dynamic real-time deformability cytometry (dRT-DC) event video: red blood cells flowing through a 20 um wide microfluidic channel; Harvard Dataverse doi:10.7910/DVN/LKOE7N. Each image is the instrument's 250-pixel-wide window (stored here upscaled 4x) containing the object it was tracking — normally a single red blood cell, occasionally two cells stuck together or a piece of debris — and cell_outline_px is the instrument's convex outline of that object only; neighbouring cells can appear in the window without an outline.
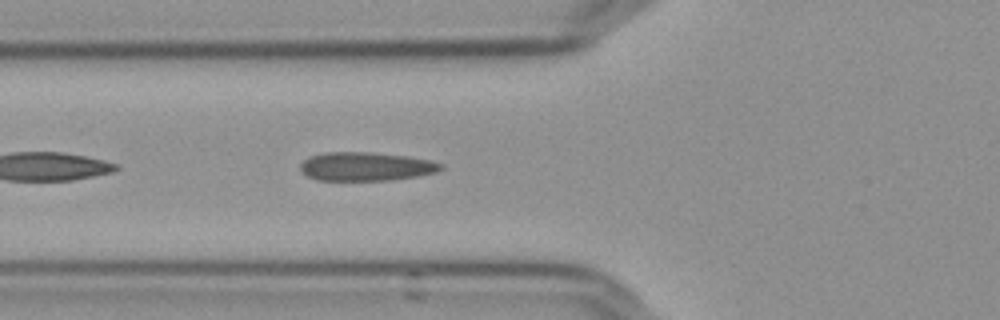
{"species": "Egyptian fruit bat (a non-hibernating species)", "species_latin": "Rousettus aegyptiacus", "temperature_condition": "cold", "stored_images_in_passage": 25, "camera_frame_rate_fps": 3000, "um_per_image_px": 0.085, "frame": {"image": 1, "passage_image": 4, "time_ms": 1.0, "image_size_px": [1000, 320], "cell_outline_px": [[444, 168], [436, 172], [416, 176], [392, 180], [316, 180], [308, 176], [300, 168], [300, 164], [308, 156], [324, 152], [372, 152], [408, 156], [428, 160], [444, 164]], "centroid_in_image_um": [31.1, 14.14], "position_along_channel_um": 94.7, "area_um2": 23.52}}
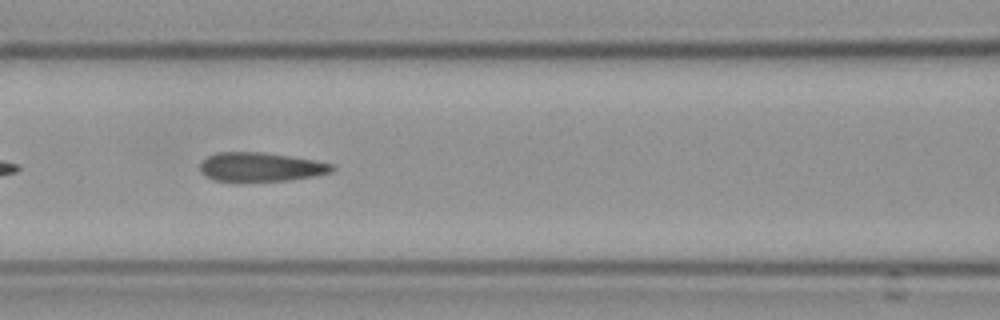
{"frame": {"image": 2, "passage_image": 8, "time_ms": 2.333, "image_size_px": [1000, 320], "cell_outline_px": [[336, 168], [332, 172], [312, 176], [288, 180], [244, 184], [232, 184], [212, 180], [200, 172], [200, 164], [208, 156], [216, 152], [264, 152], [336, 164]], "centroid_in_image_um": [22.1, 14.24], "position_along_channel_um": 144.5, "area_um2": 23.24}}
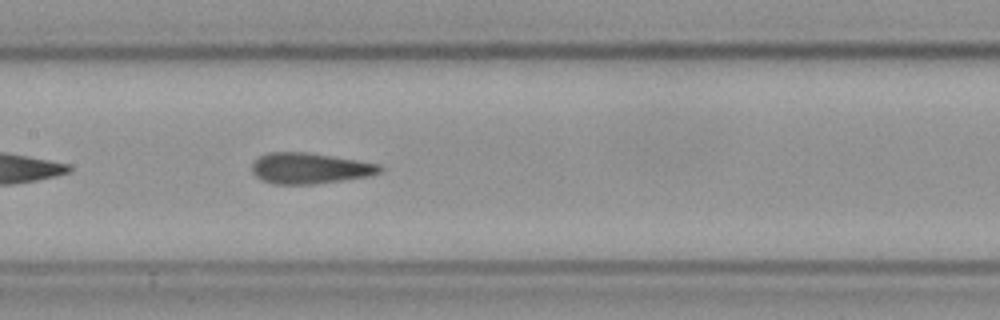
{"frame": {"image": 3, "passage_image": 11, "time_ms": 3.333, "image_size_px": [1000, 320], "cell_outline_px": [[384, 168], [380, 172], [364, 176], [312, 184], [276, 184], [264, 180], [256, 176], [252, 172], [252, 164], [260, 156], [268, 152], [312, 152], [380, 164]], "centroid_in_image_um": [26.31, 14.28], "position_along_channel_um": 181.1, "area_um2": 22.72}}